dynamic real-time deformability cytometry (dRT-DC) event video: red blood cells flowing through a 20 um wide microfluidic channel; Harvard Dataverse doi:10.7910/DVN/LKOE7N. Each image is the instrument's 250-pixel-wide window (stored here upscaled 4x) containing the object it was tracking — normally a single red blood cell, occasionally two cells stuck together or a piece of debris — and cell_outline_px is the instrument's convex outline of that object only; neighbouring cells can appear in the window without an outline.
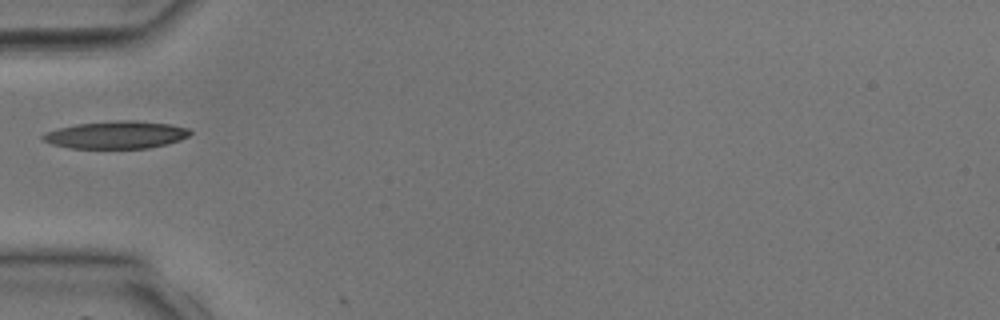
{"species": "common noctule bat (a hibernating species)", "species_latin": "Nyctalus noctula", "temperature_condition": "room temperature", "stored_images_in_passage": 2, "camera_frame_rate_fps": 3000, "um_per_image_px": 0.085, "animal": {"sex": "male", "body_mass_g": 17.9, "forearm_length_mm": 54.2}, "frame": {"image": 1, "passage_image": 1, "time_ms": 0.0, "image_size_px": [1000, 320], "cell_outline_px": [[192, 132], [188, 136], [180, 140], [148, 148], [68, 148], [52, 144], [44, 140], [40, 136], [44, 132], [76, 124], [120, 120], [136, 120], [168, 124], [188, 128]], "centroid_in_image_um": [9.86, 11.46], "position_along_channel_um": 75.1, "area_um2": 23.47}}